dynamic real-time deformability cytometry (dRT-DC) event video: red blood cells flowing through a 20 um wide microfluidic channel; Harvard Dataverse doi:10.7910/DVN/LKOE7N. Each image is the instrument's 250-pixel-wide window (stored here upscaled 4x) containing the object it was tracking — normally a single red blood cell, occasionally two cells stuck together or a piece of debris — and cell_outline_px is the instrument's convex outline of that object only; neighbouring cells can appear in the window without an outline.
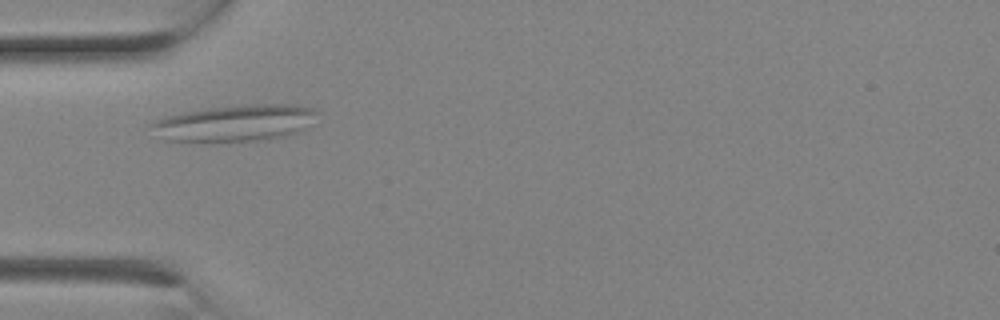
{"species": "Egyptian fruit bat (a non-hibernating species)", "species_latin": "Rousettus aegyptiacus", "temperature_condition": "room temperature", "stored_images_in_passage": 2, "camera_frame_rate_fps": 3000, "um_per_image_px": 0.085, "animal": {"sex": "female"}, "frame": {"image": 1, "passage_image": 2, "time_ms": 0.333, "image_size_px": [1000, 320], "cell_outline_px": [[320, 112], [304, 128], [288, 136], [268, 140], [164, 140], [148, 124], [156, 120], [168, 116], [184, 112], [240, 104], [288, 104], [312, 108]], "centroid_in_image_um": [20.03, 10.44], "position_along_channel_um": 65.0, "area_um2": 34.56}}